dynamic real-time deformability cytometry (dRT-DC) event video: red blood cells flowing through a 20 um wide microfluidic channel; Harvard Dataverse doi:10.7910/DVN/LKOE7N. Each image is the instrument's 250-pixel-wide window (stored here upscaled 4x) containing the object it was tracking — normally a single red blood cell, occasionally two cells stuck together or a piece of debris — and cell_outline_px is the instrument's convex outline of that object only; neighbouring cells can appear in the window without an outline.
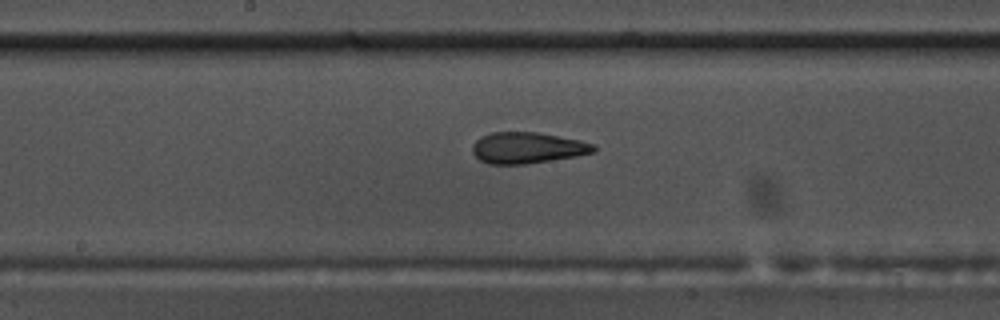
{"species": "common noctule bat (a hibernating species)", "species_latin": "Nyctalus noctula", "temperature_condition": "warm", "stored_images_in_passage": 57, "camera_frame_rate_fps": 3000, "um_per_image_px": 0.085, "animal": {"sex": "male", "body_mass_g": 17.5, "forearm_length_mm": 52.3}, "frame": {"image": 1, "passage_image": 30, "time_ms": 9.667, "image_size_px": [1000, 320], "cell_outline_px": [[596, 148], [592, 152], [576, 156], [524, 164], [488, 164], [480, 160], [472, 152], [472, 144], [480, 136], [492, 132], [536, 132], [596, 144]], "centroid_in_image_um": [44.77, 12.56], "position_along_channel_um": 203.4, "area_um2": 21.79}}
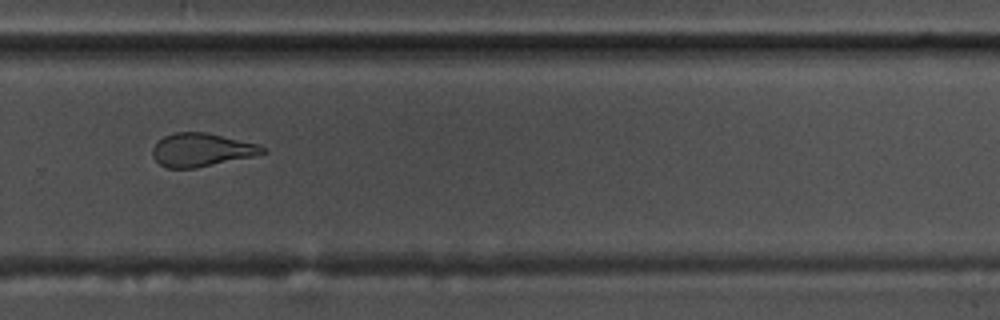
{"frame": {"image": 2, "passage_image": 39, "time_ms": 12.667, "image_size_px": [1000, 320], "cell_outline_px": [[268, 152], [252, 156], [196, 168], [168, 168], [160, 164], [152, 156], [152, 148], [164, 136], [176, 132], [208, 132], [260, 144], [268, 148]], "centroid_in_image_um": [17.17, 12.73], "position_along_channel_um": 312.6, "area_um2": 21.44}}
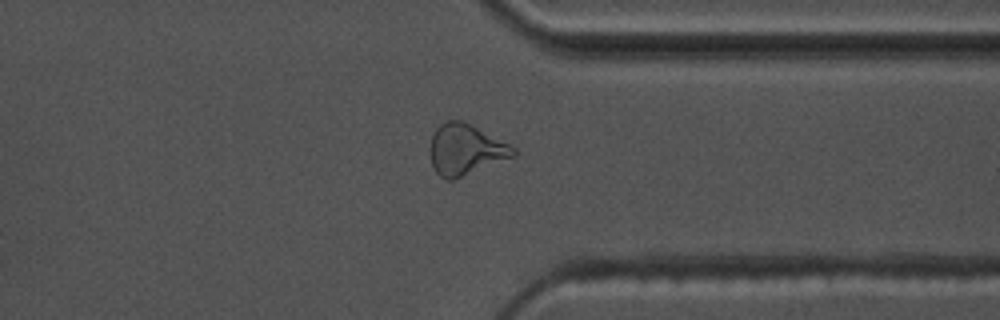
{"frame": {"image": 3, "passage_image": 44, "time_ms": 14.333, "image_size_px": [1000, 320], "cell_outline_px": [[516, 156], [452, 180], [444, 180], [436, 172], [432, 164], [428, 152], [428, 148], [432, 136], [436, 128], [440, 124], [448, 120], [464, 120], [516, 148]], "centroid_in_image_um": [39.54, 12.71], "position_along_channel_um": 371.9, "area_um2": 24.85}, "authors_computed_cell_mechanics": {"area_um2": 22.3108, "velocity_mm_per_s": 3.6503, "shape_relaxation_time_tau1_ms": 9.0576, "shape_relaxation_time_tau2_ms": 1.5648, "deformation_change_tau1": 0.2498, "deformation_change_tau2": 0.1085}}